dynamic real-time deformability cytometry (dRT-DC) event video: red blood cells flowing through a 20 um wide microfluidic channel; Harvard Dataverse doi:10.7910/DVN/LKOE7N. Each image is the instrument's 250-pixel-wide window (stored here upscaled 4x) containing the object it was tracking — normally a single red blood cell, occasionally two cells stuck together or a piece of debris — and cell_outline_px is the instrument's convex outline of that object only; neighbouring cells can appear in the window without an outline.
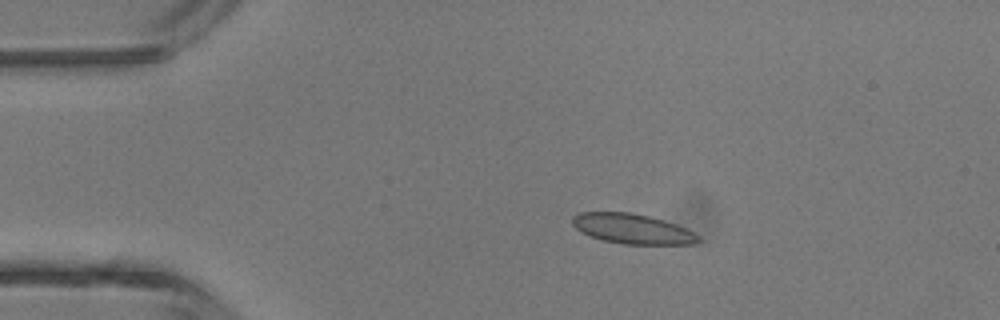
{"species": "common noctule bat (a hibernating species)", "species_latin": "Nyctalus noctula", "temperature_condition": "room temperature", "stored_images_in_passage": 2, "camera_frame_rate_fps": 3000, "um_per_image_px": 0.085, "animal": {"sex": "male", "body_mass_g": 13.3}, "frame": {"image": 1, "passage_image": 1, "time_ms": 0.0, "image_size_px": [1000, 320], "cell_outline_px": [[700, 240], [692, 244], [624, 244], [604, 240], [580, 232], [572, 224], [572, 216], [580, 212], [628, 212], [648, 216], [664, 220], [676, 224], [692, 232]], "centroid_in_image_um": [53.7, 19.44], "position_along_channel_um": 31.3, "area_um2": 21.68}}